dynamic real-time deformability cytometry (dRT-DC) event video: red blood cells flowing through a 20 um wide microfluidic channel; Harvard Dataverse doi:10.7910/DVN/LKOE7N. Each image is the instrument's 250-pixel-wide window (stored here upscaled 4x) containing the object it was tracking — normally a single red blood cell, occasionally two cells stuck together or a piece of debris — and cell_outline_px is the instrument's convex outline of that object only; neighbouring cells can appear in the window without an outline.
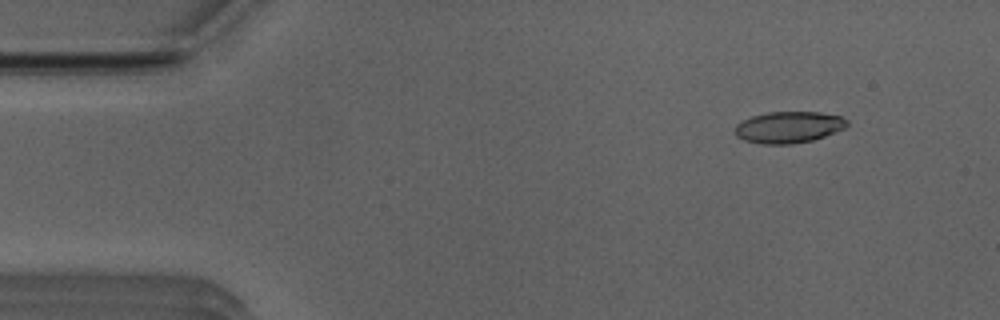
{"species": "Egyptian fruit bat (a non-hibernating species)", "species_latin": "Rousettus aegyptiacus", "temperature_condition": "room temperature", "stored_images_in_passage": 10, "camera_frame_rate_fps": 3000, "um_per_image_px": 0.085, "animal": {"sex": "male"}, "frame": {"image": 1, "passage_image": 1, "time_ms": 0.0, "image_size_px": [1000, 320], "cell_outline_px": [[848, 124], [844, 128], [824, 136], [812, 140], [788, 144], [760, 144], [744, 140], [736, 136], [736, 124], [752, 116], [768, 112], [820, 112], [840, 116], [848, 120]], "centroid_in_image_um": [67.03, 10.81], "position_along_channel_um": 18.0, "area_um2": 20.4}}